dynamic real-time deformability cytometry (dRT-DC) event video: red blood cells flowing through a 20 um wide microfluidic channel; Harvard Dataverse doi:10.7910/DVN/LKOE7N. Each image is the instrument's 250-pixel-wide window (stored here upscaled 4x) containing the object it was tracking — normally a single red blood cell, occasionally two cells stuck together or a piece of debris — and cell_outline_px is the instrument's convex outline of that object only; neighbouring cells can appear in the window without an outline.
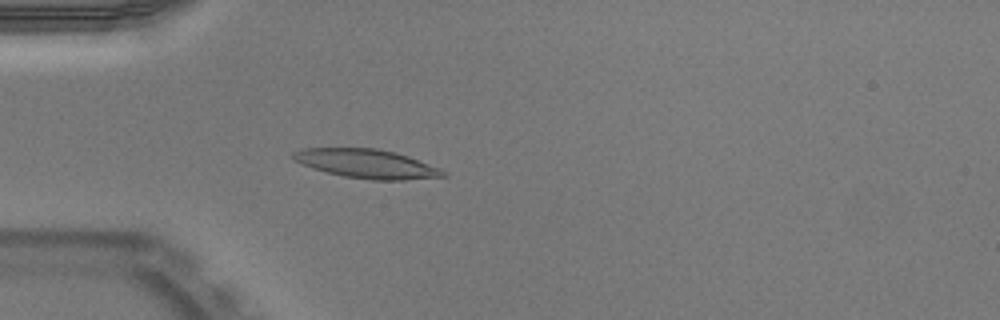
{"species": "Egyptian fruit bat (a non-hibernating species)", "species_latin": "Rousettus aegyptiacus", "temperature_condition": "warm", "stored_images_in_passage": 50, "camera_frame_rate_fps": 3000, "um_per_image_px": 0.085, "animal": {"sex": "male"}, "frame": {"image": 1, "passage_image": 14, "time_ms": 4.333, "image_size_px": [1000, 320], "cell_outline_px": [[448, 176], [404, 180], [372, 180], [344, 176], [312, 168], [300, 164], [292, 160], [292, 152], [304, 148], [376, 148], [396, 152], [408, 156], [440, 168], [448, 172]], "centroid_in_image_um": [31.18, 13.92], "position_along_channel_um": 53.8, "area_um2": 25.43}}
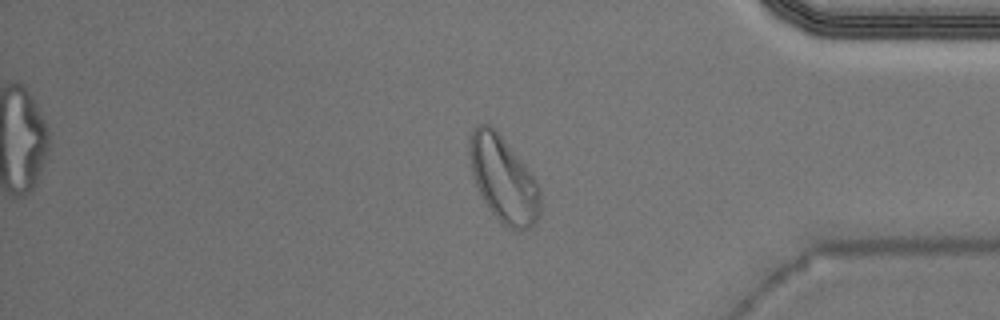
{"frame": {"image": 2, "passage_image": 42, "time_ms": 13.667, "image_size_px": [1000, 320], "cell_outline_px": [[540, 212], [536, 224], [528, 228], [516, 232], [508, 228], [488, 208], [476, 184], [472, 172], [468, 156], [468, 144], [472, 128], [480, 124], [492, 124], [524, 164], [536, 180], [540, 188]], "centroid_in_image_um": [42.79, 15.23], "position_along_channel_um": 392.4, "area_um2": 35.49}, "authors_computed_cell_mechanics": {"area_um2": 24.3049, "velocity_mm_per_s": 3.9476, "shape_relaxation_time_tau1_ms": 5.7115, "shape_relaxation_time_tau2_ms": 2.047, "deformation_change_tau1": 0.1948, "deformation_change_tau2": 0.0747}}